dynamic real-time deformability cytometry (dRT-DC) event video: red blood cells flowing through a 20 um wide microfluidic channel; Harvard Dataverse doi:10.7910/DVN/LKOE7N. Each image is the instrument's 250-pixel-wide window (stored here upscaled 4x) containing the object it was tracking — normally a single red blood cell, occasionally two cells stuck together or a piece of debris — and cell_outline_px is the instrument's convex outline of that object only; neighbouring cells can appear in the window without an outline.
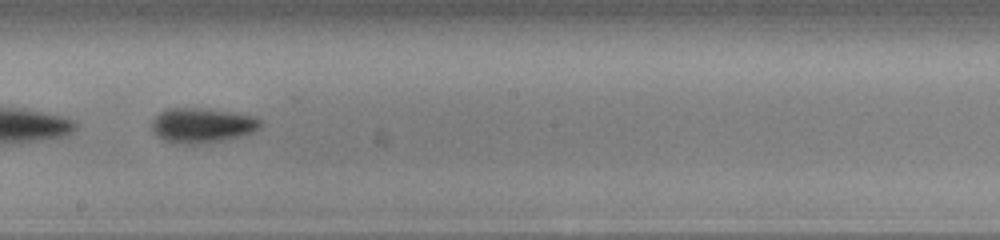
{"species": "common noctule bat (a hibernating species)", "species_latin": "Nyctalus noctula", "temperature_condition": "cold", "stored_images_in_passage": 53, "camera_frame_rate_fps": 3000, "um_per_image_px": 0.085, "animal": {"sex": "male", "body_mass_g": 13.0, "forearm_length_mm": 53.1}, "frame": {"image": 1, "passage_image": 31, "time_ms": 10.0, "image_size_px": [1000, 240], "cell_outline_px": [[264, 124], [260, 128], [244, 136], [224, 140], [192, 144], [176, 144], [164, 140], [156, 136], [152, 132], [152, 120], [160, 112], [172, 108], [208, 108], [232, 112], [252, 116], [260, 120]], "centroid_in_image_um": [17.18, 10.66], "position_along_channel_um": 231.0, "area_um2": 22.25}, "authors_computed_cell_mechanics": {"area_um2": 22.0796, "velocity_mm_per_s": 3.8513, "shape_relaxation_time_tau1_ms": 2.5803, "shape_relaxation_time_tau2_ms": null, "deformation_change_tau1": 0.1172, "deformation_change_tau2": null}}